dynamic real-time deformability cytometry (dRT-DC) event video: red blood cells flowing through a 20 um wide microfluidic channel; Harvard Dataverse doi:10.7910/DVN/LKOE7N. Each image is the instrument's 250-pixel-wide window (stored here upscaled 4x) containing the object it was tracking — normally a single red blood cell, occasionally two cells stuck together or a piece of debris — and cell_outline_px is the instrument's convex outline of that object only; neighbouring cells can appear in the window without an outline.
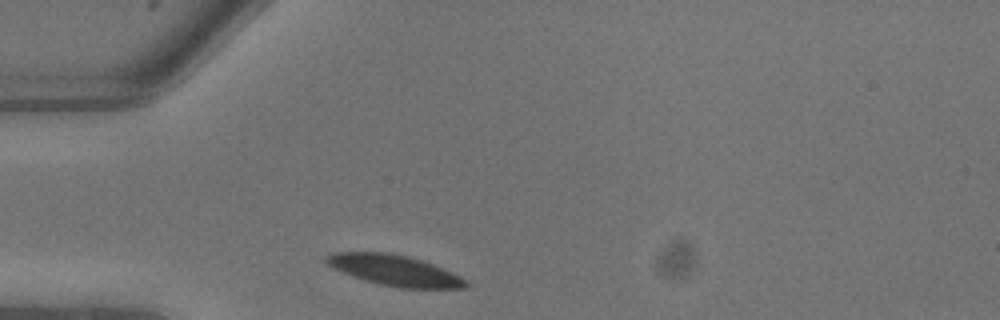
{"species": "common noctule bat (a hibernating species)", "species_latin": "Nyctalus noctula", "temperature_condition": "warm", "stored_images_in_passage": 3, "camera_frame_rate_fps": 3000, "um_per_image_px": 0.085, "animal": {"sex": "male", "body_mass_g": 13.3}, "frame": {"image": 1, "passage_image": 1, "time_ms": 0.0, "image_size_px": [1000, 320], "cell_outline_px": [[468, 284], [464, 288], [400, 288], [380, 284], [364, 280], [352, 276], [328, 264], [324, 260], [324, 256], [336, 252], [388, 252], [408, 256], [432, 264], [460, 276]], "centroid_in_image_um": [33.51, 22.97], "position_along_channel_um": 51.5, "area_um2": 24.57}}
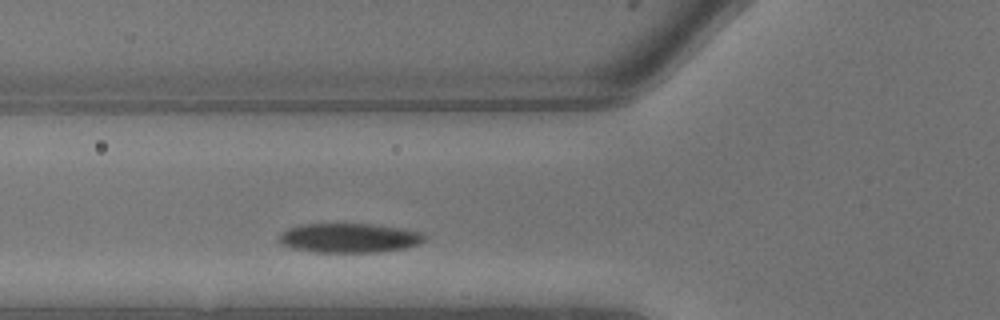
{"frame": {"image": 2, "passage_image": 3, "time_ms": 0.667, "image_size_px": [1000, 320], "cell_outline_px": [[424, 240], [420, 244], [404, 248], [380, 252], [316, 252], [292, 248], [280, 244], [280, 232], [288, 228], [300, 224], [372, 224], [400, 228], [420, 232], [424, 236]], "centroid_in_image_um": [29.65, 20.22], "position_along_channel_um": 96.1, "area_um2": 24.85}}